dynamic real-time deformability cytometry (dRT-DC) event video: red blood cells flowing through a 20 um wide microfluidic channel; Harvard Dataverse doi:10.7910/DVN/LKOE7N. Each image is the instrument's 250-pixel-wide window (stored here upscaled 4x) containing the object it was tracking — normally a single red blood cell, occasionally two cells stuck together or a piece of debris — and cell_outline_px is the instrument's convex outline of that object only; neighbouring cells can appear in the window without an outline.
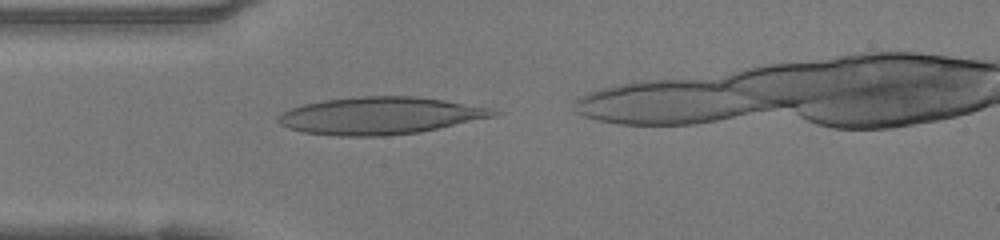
{"species": "human", "species_latin": "Homo sapiens", "temperature_condition": "warm", "stored_images_in_passage": 28, "camera_frame_rate_fps": 3000, "um_per_image_px": 0.085, "donor": {"sex": "female"}, "frame": {"image": 1, "passage_image": 2, "time_ms": 0.333, "image_size_px": [1000, 240], "cell_outline_px": [[504, 112], [496, 116], [420, 132], [384, 136], [336, 136], [304, 132], [288, 128], [280, 124], [276, 120], [276, 116], [280, 112], [304, 104], [324, 100], [360, 96], [416, 96], [444, 100], [492, 108]], "centroid_in_image_um": [32.31, 9.83], "position_along_channel_um": 52.7, "area_um2": 46.99}}
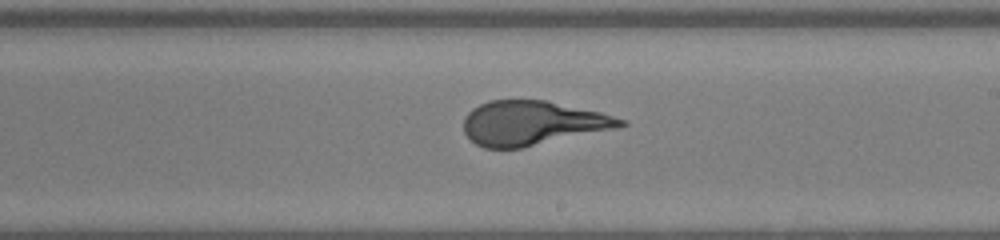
{"frame": {"image": 2, "passage_image": 16, "time_ms": 5.0, "image_size_px": [1000, 240], "cell_outline_px": [[628, 124], [616, 128], [520, 148], [484, 148], [476, 144], [464, 132], [464, 116], [472, 108], [488, 100], [548, 100], [600, 112], [628, 120]], "centroid_in_image_um": [45.24, 10.45], "position_along_channel_um": 243.8, "area_um2": 40.4}}
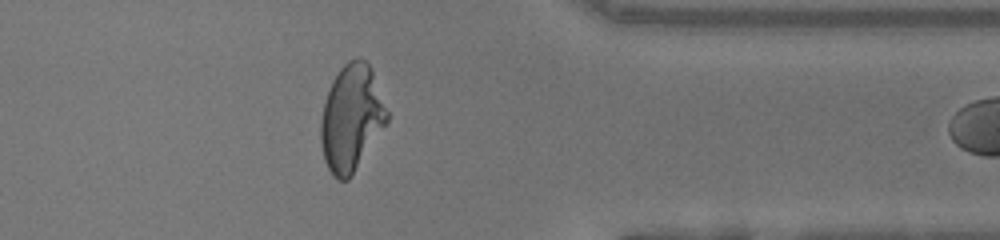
{"frame": {"image": 3, "passage_image": 27, "time_ms": 8.667, "image_size_px": [1000, 240], "cell_outline_px": [[388, 120], [352, 176], [348, 180], [340, 180], [332, 176], [324, 160], [320, 140], [320, 120], [324, 104], [332, 80], [340, 68], [348, 60], [360, 56], [372, 68], [388, 112]], "centroid_in_image_um": [29.86, 10.02], "position_along_channel_um": 381.5, "area_um2": 41.04}}